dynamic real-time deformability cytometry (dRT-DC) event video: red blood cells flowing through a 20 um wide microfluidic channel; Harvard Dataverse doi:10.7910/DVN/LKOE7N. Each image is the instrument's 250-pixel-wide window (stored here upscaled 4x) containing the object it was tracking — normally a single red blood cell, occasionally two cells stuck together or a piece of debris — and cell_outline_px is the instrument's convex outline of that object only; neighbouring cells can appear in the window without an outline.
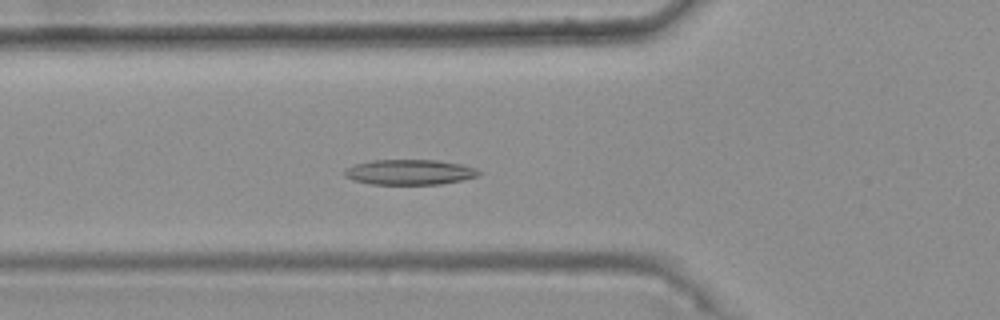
{"species": "common noctule bat (a hibernating species)", "species_latin": "Nyctalus noctula", "temperature_condition": "warm", "stored_images_in_passage": 32, "camera_frame_rate_fps": 3000, "um_per_image_px": 0.085, "animal": {"sex": "female", "body_mass_g": 25.1}, "frame": {"image": 1, "passage_image": 5, "time_ms": 1.333, "image_size_px": [1000, 320], "cell_outline_px": [[484, 172], [476, 176], [460, 180], [440, 184], [372, 184], [356, 180], [344, 176], [344, 172], [348, 168], [356, 164], [372, 160], [436, 160], [464, 164], [476, 168]], "centroid_in_image_um": [34.87, 14.62], "position_along_channel_um": 90.9, "area_um2": 19.59}}
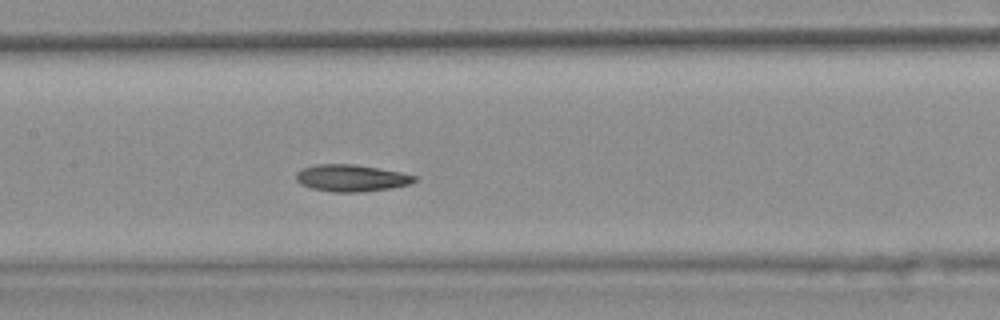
{"frame": {"image": 2, "passage_image": 12, "time_ms": 3.667, "image_size_px": [1000, 320], "cell_outline_px": [[416, 180], [408, 184], [392, 188], [360, 192], [332, 192], [312, 188], [300, 184], [296, 180], [296, 172], [300, 168], [316, 164], [356, 164], [400, 172], [416, 176]], "centroid_in_image_um": [29.81, 15.13], "position_along_channel_um": 177.6, "area_um2": 18.61}}
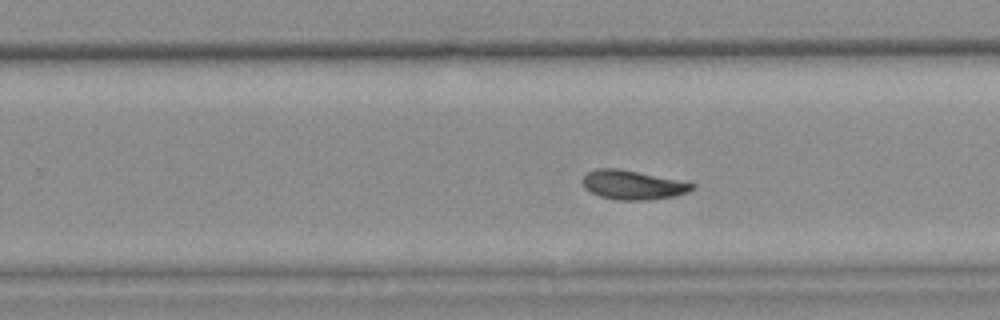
{"frame": {"image": 3, "passage_image": 20, "time_ms": 6.333, "image_size_px": [1000, 320], "cell_outline_px": [[696, 188], [688, 192], [676, 196], [652, 200], [616, 200], [600, 196], [584, 188], [584, 176], [588, 172], [596, 168], [616, 168], [696, 184]], "centroid_in_image_um": [53.8, 15.74], "position_along_channel_um": 276.0, "area_um2": 18.38}, "authors_computed_cell_mechanics": {"area_um2": 18.3804, "velocity_mm_per_s": 3.7058, "shape_relaxation_time_tau1_ms": 6.8353, "shape_relaxation_time_tau2_ms": 4.0475, "deformation_change_tau1": 0.1496, "deformation_change_tau2": 0.098}}